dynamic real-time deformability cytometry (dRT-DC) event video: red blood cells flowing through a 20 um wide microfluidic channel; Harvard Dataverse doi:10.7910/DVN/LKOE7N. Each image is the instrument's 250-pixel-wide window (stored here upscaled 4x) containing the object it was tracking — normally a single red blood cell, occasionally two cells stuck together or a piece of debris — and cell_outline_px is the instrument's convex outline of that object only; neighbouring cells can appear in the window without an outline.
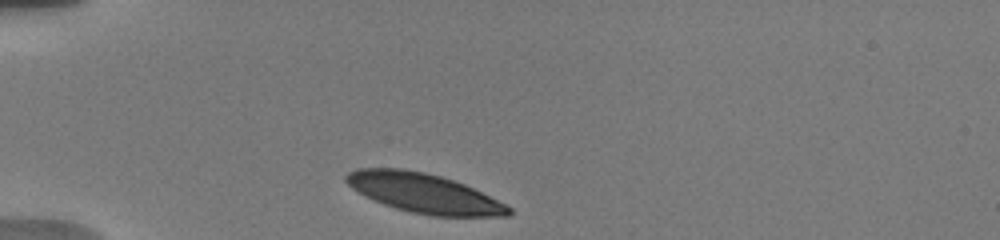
{"species": "human", "species_latin": "Homo sapiens", "temperature_condition": "warm", "stored_images_in_passage": 3, "camera_frame_rate_fps": 3000, "um_per_image_px": 0.085, "donor": {"sex": "male"}, "frame": {"image": 1, "passage_image": 1, "time_ms": 0.0, "image_size_px": [1000, 240], "cell_outline_px": [[512, 212], [508, 216], [432, 216], [412, 212], [396, 208], [384, 204], [364, 196], [352, 188], [344, 180], [344, 176], [348, 172], [356, 168], [400, 168], [424, 172], [440, 176], [464, 184], [508, 204], [512, 208]], "centroid_in_image_um": [36.03, 16.42], "position_along_channel_um": 49.0, "area_um2": 37.34}}
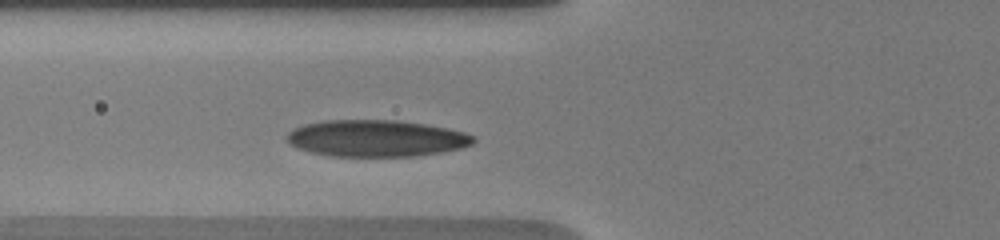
{"frame": {"image": 2, "passage_image": 3, "time_ms": 2.0, "image_size_px": [1000, 240], "cell_outline_px": [[476, 140], [472, 144], [460, 148], [440, 152], [412, 156], [332, 156], [312, 152], [296, 148], [284, 136], [288, 132], [304, 124], [324, 120], [396, 120], [424, 124], [464, 132], [476, 136]], "centroid_in_image_um": [31.97, 11.75], "position_along_channel_um": 93.8, "area_um2": 39.65}}